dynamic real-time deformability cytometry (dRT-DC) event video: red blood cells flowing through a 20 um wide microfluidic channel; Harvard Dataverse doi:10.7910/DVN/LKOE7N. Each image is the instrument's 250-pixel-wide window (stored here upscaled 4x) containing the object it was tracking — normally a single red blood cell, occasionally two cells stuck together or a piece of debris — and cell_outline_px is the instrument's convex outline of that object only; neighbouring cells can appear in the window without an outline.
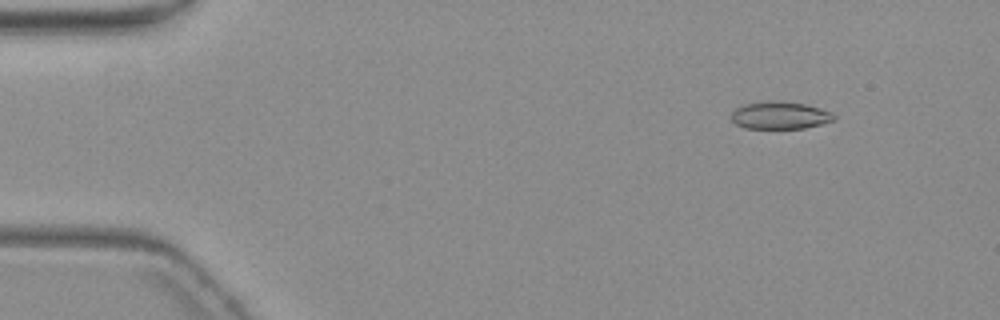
{"species": "common noctule bat (a hibernating species)", "species_latin": "Nyctalus noctula", "temperature_condition": "warm", "stored_images_in_passage": 4, "camera_frame_rate_fps": 3000, "um_per_image_px": 0.085, "animal": {"sex": "female", "body_mass_g": 19.3, "forearm_length_mm": 54.1}, "frame": {"image": 1, "passage_image": 1, "time_ms": 0.0, "image_size_px": [1000, 320], "cell_outline_px": [[836, 120], [804, 128], [744, 128], [736, 124], [732, 120], [732, 112], [736, 108], [744, 104], [804, 104], [820, 108], [836, 116]], "centroid_in_image_um": [66.31, 9.87], "position_along_channel_um": 18.7, "area_um2": 15.37}}
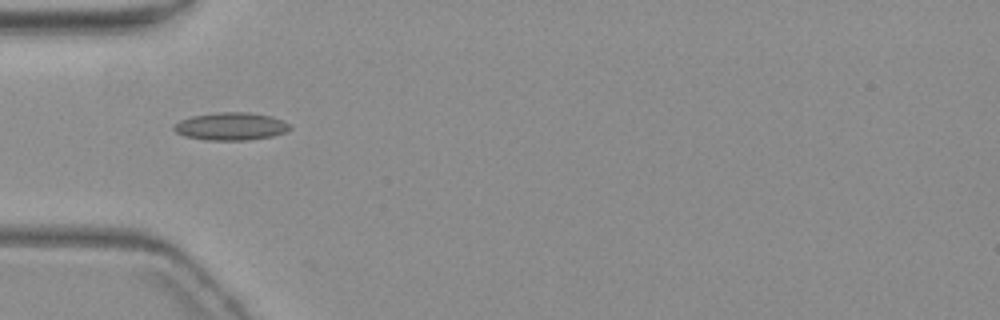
{"frame": {"image": 2, "passage_image": 4, "time_ms": 4.0, "image_size_px": [1000, 320], "cell_outline_px": [[292, 128], [284, 132], [272, 136], [248, 140], [204, 140], [184, 136], [176, 132], [172, 128], [180, 120], [192, 116], [216, 112], [248, 112], [272, 116], [288, 124]], "centroid_in_image_um": [19.6, 10.74], "position_along_channel_um": 65.4, "area_um2": 18.67}}